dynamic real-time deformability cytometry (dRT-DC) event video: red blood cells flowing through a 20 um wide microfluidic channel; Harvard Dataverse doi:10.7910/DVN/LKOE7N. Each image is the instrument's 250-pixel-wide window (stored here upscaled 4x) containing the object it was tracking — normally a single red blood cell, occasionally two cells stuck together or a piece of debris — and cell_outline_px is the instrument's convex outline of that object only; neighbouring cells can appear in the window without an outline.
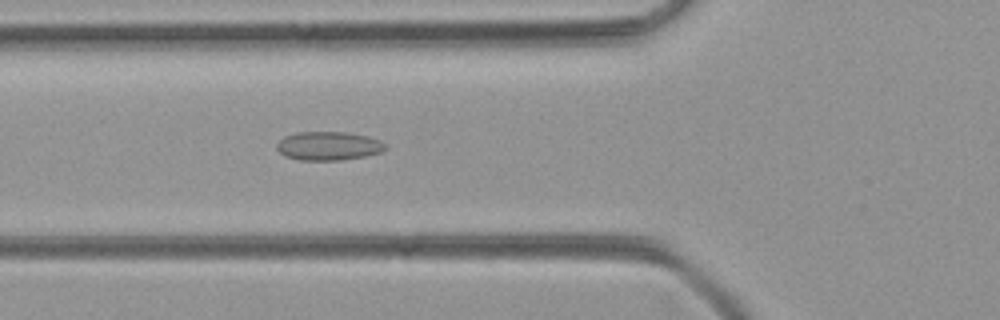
{"species": "common noctule bat (a hibernating species)", "species_latin": "Nyctalus noctula", "temperature_condition": "room temperature", "stored_images_in_passage": 39, "camera_frame_rate_fps": 3000, "um_per_image_px": 0.085, "animal": {"sex": "female", "body_mass_g": 21.9}, "frame": {"image": 1, "passage_image": 7, "time_ms": 2.0, "image_size_px": [1000, 320], "cell_outline_px": [[388, 148], [380, 152], [364, 156], [340, 160], [300, 160], [284, 156], [276, 148], [276, 144], [284, 136], [296, 132], [344, 132], [368, 136], [380, 140], [388, 144]], "centroid_in_image_um": [27.93, 12.4], "position_along_channel_um": 97.9, "area_um2": 18.26}}
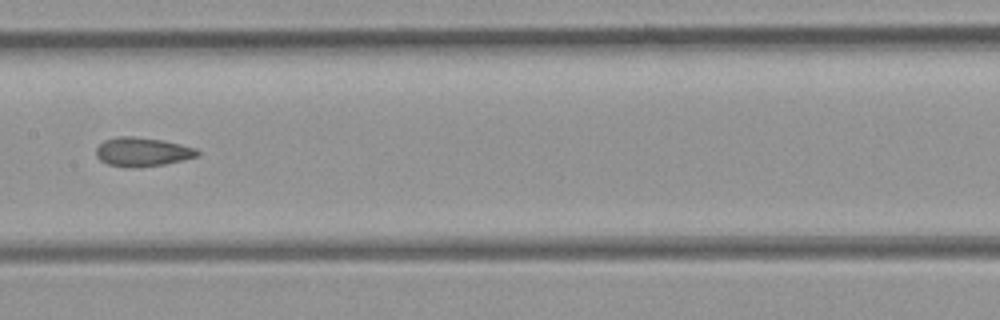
{"frame": {"image": 2, "passage_image": 14, "time_ms": 4.333, "image_size_px": [1000, 320], "cell_outline_px": [[200, 152], [196, 156], [164, 164], [140, 168], [128, 168], [108, 164], [100, 160], [96, 156], [96, 148], [104, 140], [120, 136], [132, 136], [164, 140], [196, 148]], "centroid_in_image_um": [12.07, 12.91], "position_along_channel_um": 195.3, "area_um2": 17.11}}
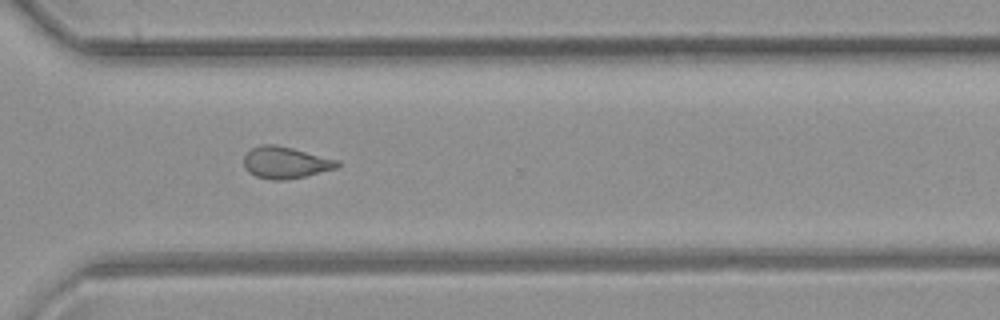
{"frame": {"image": 3, "passage_image": 25, "time_ms": 8.0, "image_size_px": [1000, 320], "cell_outline_px": [[340, 168], [308, 176], [284, 180], [272, 180], [256, 176], [248, 172], [244, 168], [244, 156], [252, 148], [260, 144], [276, 144], [340, 160]], "centroid_in_image_um": [24.31, 13.82], "position_along_channel_um": 346.3, "area_um2": 17.63}}